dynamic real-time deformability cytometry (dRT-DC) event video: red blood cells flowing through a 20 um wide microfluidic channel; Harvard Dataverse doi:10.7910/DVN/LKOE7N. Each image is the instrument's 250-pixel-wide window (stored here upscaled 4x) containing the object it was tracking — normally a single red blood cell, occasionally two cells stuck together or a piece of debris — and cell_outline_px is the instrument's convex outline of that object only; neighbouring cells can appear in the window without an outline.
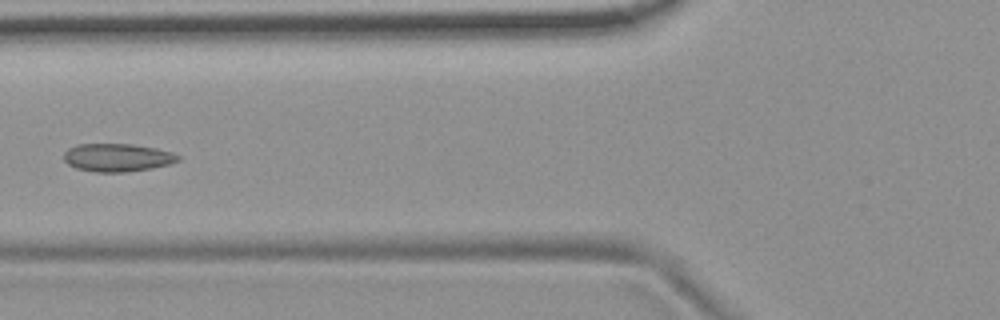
{"species": "common noctule bat (a hibernating species)", "species_latin": "Nyctalus noctula", "temperature_condition": "room temperature", "stored_images_in_passage": 7, "camera_frame_rate_fps": 3000, "um_per_image_px": 0.085, "animal": {"sex": "female", "body_mass_g": 19.9}, "frame": {"image": 1, "passage_image": 6, "time_ms": 1.667, "image_size_px": [1000, 320], "cell_outline_px": [[180, 160], [168, 164], [152, 168], [124, 172], [96, 172], [76, 168], [68, 164], [64, 160], [64, 152], [68, 148], [76, 144], [132, 144], [156, 148], [172, 152], [180, 156]], "centroid_in_image_um": [9.96, 13.38], "position_along_channel_um": 115.8, "area_um2": 18.67}}
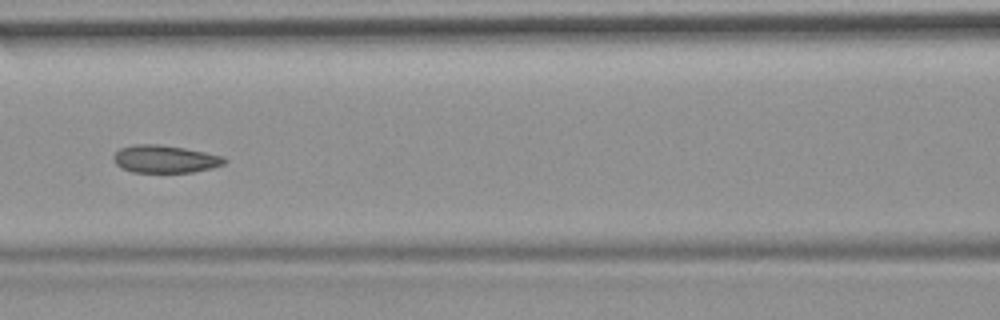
{"frame": {"image": 2, "passage_image": 7, "time_ms": 2.0, "image_size_px": [1000, 320], "cell_outline_px": [[228, 160], [224, 164], [212, 168], [192, 172], [132, 172], [120, 168], [112, 160], [112, 156], [120, 148], [136, 144], [160, 144], [184, 148], [224, 156]], "centroid_in_image_um": [14.01, 13.52], "position_along_channel_um": 152.6, "area_um2": 17.98}}